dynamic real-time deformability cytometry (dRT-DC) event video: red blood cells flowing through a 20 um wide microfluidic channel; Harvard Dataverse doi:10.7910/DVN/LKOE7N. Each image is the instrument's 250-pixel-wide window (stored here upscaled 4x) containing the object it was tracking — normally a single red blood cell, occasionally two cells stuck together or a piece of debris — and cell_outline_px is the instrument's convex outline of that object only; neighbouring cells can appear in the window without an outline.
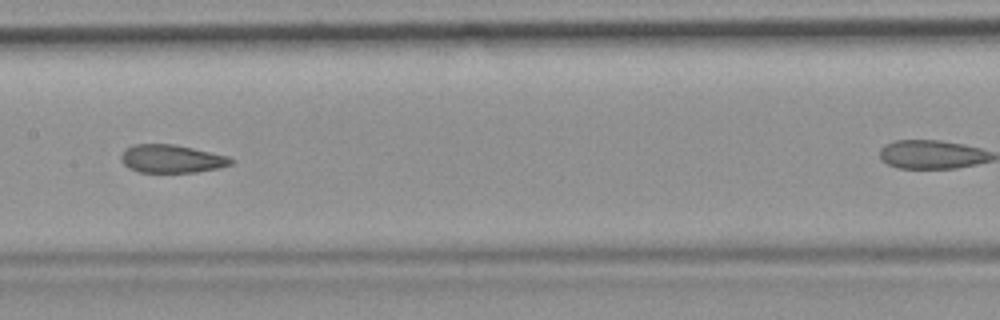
{"species": "common noctule bat (a hibernating species)", "species_latin": "Nyctalus noctula", "temperature_condition": "room temperature", "stored_images_in_passage": 8, "camera_frame_rate_fps": 3000, "um_per_image_px": 0.085, "animal": {"sex": "female", "body_mass_g": 19.9}, "frame": {"image": 1, "passage_image": 6, "time_ms": 1.667, "image_size_px": [1000, 320], "cell_outline_px": [[236, 160], [232, 164], [220, 168], [196, 172], [140, 172], [128, 168], [120, 160], [120, 156], [124, 148], [132, 144], [172, 144], [192, 148], [228, 156]], "centroid_in_image_um": [14.57, 13.49], "position_along_channel_um": 192.8, "area_um2": 18.15}}